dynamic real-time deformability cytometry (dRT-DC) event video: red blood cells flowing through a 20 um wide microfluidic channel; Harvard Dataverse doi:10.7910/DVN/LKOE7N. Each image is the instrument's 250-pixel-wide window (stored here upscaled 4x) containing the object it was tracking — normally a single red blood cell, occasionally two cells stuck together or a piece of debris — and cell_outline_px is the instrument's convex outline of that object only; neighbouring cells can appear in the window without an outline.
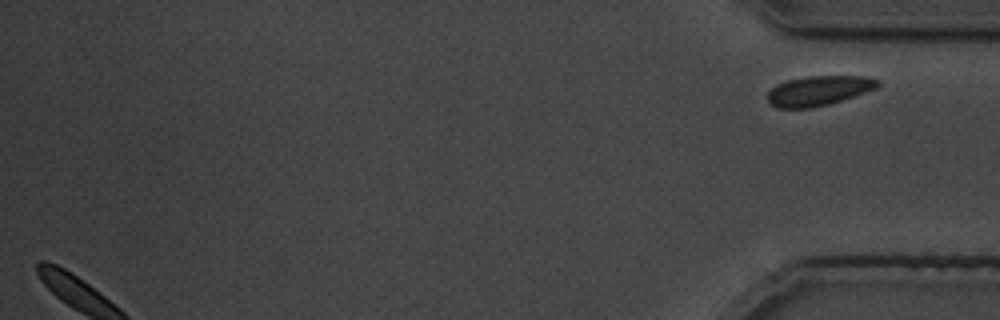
{"species": "common noctule bat (a hibernating species)", "species_latin": "Nyctalus noctula", "temperature_condition": "cold", "stored_images_in_passage": 40, "segment_of_instrument_passage": [2, 2], "camera_frame_rate_fps": 3000, "um_per_image_px": 0.085, "animal": {"sex": "male", "body_mass_g": 19.5, "forearm_length_mm": 54.6}, "frame": {"image": 1, "passage_image": 40, "time_ms": 48.333, "image_size_px": [1000, 320], "cell_outline_px": [[880, 84], [876, 88], [828, 104], [812, 108], [776, 108], [768, 104], [768, 92], [776, 84], [788, 80], [808, 76], [868, 76], [880, 80]], "centroid_in_image_um": [69.56, 7.7], "position_along_channel_um": 365.6, "area_um2": 19.07}}